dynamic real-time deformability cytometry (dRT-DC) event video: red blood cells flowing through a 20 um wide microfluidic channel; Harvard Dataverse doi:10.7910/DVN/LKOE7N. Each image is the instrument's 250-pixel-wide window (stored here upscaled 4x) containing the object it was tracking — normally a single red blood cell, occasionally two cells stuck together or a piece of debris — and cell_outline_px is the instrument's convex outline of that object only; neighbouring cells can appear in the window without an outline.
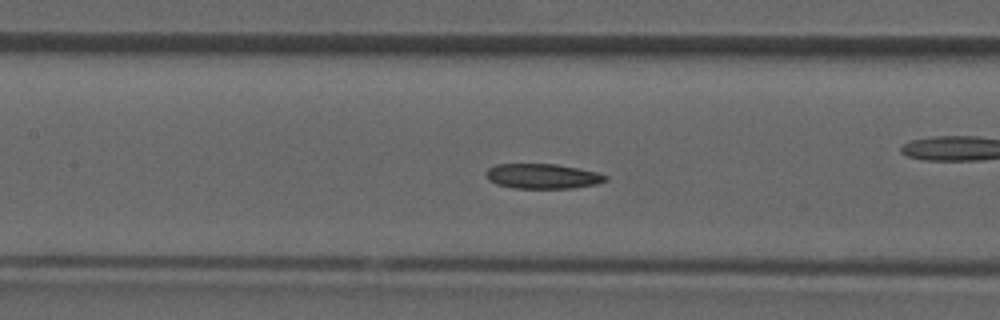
{"species": "common noctule bat (a hibernating species)", "species_latin": "Nyctalus noctula", "temperature_condition": "room temperature", "stored_images_in_passage": 39, "camera_frame_rate_fps": 3000, "um_per_image_px": 0.085, "animal": {"sex": "male", "forearm_length_mm": 52.5}, "frame": {"image": 1, "passage_image": 17, "time_ms": 5.333, "image_size_px": [1000, 320], "cell_outline_px": [[608, 180], [596, 184], [572, 188], [516, 188], [496, 184], [488, 180], [484, 172], [488, 168], [496, 164], [556, 164], [596, 172], [608, 176]], "centroid_in_image_um": [46.09, 14.98], "position_along_channel_um": 161.3, "area_um2": 17.34}}